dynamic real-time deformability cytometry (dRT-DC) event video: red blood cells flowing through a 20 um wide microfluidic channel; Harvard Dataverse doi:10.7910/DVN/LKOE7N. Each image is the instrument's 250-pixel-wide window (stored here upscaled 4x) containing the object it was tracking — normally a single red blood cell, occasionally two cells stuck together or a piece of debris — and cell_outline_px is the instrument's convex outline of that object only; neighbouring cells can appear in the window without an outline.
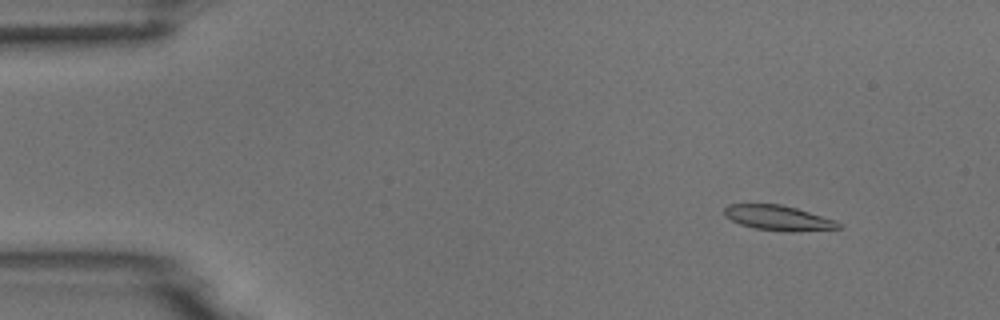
{"species": "common noctule bat (a hibernating species)", "species_latin": "Nyctalus noctula", "temperature_condition": "room temperature", "stored_images_in_passage": 6, "camera_frame_rate_fps": 3000, "um_per_image_px": 0.085, "animal": {"sex": "male", "body_mass_g": 18.8}, "frame": {"image": 1, "passage_image": 2, "time_ms": 1.0, "image_size_px": [1000, 320], "cell_outline_px": [[840, 228], [792, 232], [784, 232], [756, 228], [740, 224], [724, 216], [724, 208], [728, 204], [780, 204], [796, 208], [836, 220], [840, 224]], "centroid_in_image_um": [66.14, 18.52], "position_along_channel_um": 18.9, "area_um2": 16.59}}
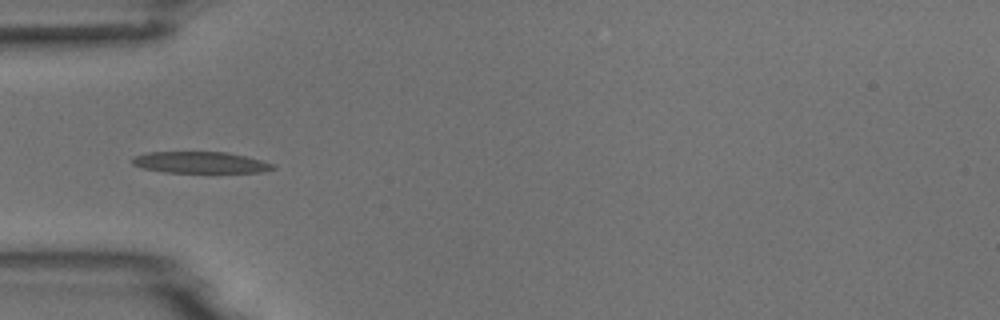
{"frame": {"image": 2, "passage_image": 5, "time_ms": 4.667, "image_size_px": [1000, 320], "cell_outline_px": [[276, 168], [264, 172], [164, 172], [144, 168], [132, 164], [132, 156], [148, 152], [228, 152], [276, 164]], "centroid_in_image_um": [17.04, 13.8], "position_along_channel_um": 68.0, "area_um2": 17.51}}